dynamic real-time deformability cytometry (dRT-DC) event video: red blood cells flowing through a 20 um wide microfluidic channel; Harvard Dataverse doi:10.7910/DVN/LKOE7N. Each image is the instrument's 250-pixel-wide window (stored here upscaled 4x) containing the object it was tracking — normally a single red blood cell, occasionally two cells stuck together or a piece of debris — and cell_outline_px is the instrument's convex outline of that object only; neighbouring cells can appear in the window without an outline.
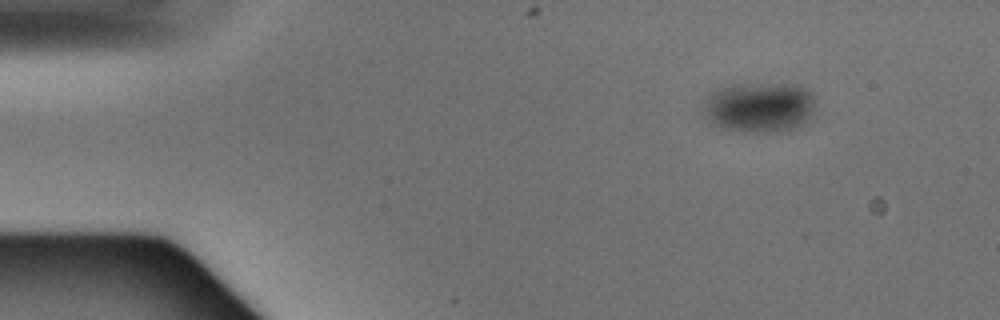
{"species": "Egyptian fruit bat (a non-hibernating species)", "species_latin": "Rousettus aegyptiacus", "temperature_condition": "warm", "stored_images_in_passage": 3, "camera_frame_rate_fps": 3000, "um_per_image_px": 0.085, "animal": {"sex": "male"}, "frame": {"image": 1, "passage_image": 1, "time_ms": 0.0, "image_size_px": [1000, 320], "cell_outline_px": [[816, 100], [812, 116], [804, 124], [792, 128], [776, 132], [752, 132], [724, 128], [708, 120], [704, 116], [700, 104], [708, 92], [716, 88], [732, 84], [800, 84], [808, 88], [816, 96]], "centroid_in_image_um": [64.54, 9.08], "position_along_channel_um": 20.5, "area_um2": 33.76}}